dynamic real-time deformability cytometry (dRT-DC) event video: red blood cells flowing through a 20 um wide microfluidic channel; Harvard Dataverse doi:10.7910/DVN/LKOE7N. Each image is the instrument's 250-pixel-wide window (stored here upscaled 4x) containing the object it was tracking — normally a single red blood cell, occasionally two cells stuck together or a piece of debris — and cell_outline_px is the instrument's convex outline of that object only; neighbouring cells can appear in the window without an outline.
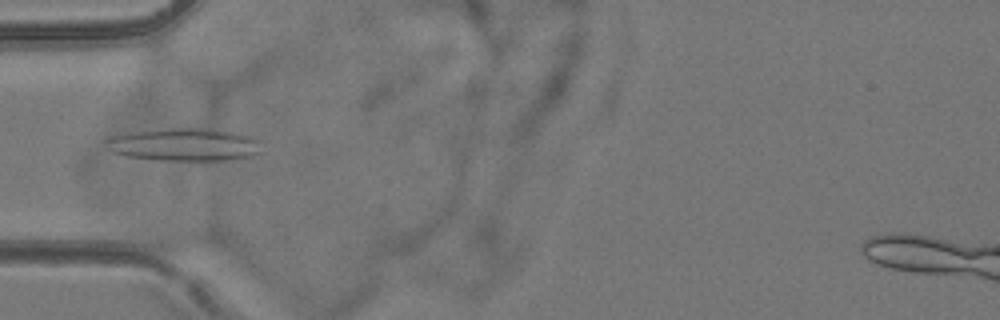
{"species": "common noctule bat (a hibernating species)", "species_latin": "Nyctalus noctula", "temperature_condition": "room temperature", "stored_images_in_passage": 5, "camera_frame_rate_fps": 3000, "um_per_image_px": 0.085, "animal": {"sex": "female", "body_mass_g": 24.6, "forearm_length_mm": 56.2}, "frame": {"image": 1, "passage_image": 5, "time_ms": 5.667, "image_size_px": [1000, 320], "cell_outline_px": [[264, 152], [252, 156], [224, 160], [160, 160], [128, 156], [116, 152], [104, 140], [112, 136], [136, 132], [168, 128], [204, 128], [232, 132], [252, 136], [260, 140]], "centroid_in_image_um": [15.81, 12.29], "position_along_channel_um": 69.2, "area_um2": 29.42}}